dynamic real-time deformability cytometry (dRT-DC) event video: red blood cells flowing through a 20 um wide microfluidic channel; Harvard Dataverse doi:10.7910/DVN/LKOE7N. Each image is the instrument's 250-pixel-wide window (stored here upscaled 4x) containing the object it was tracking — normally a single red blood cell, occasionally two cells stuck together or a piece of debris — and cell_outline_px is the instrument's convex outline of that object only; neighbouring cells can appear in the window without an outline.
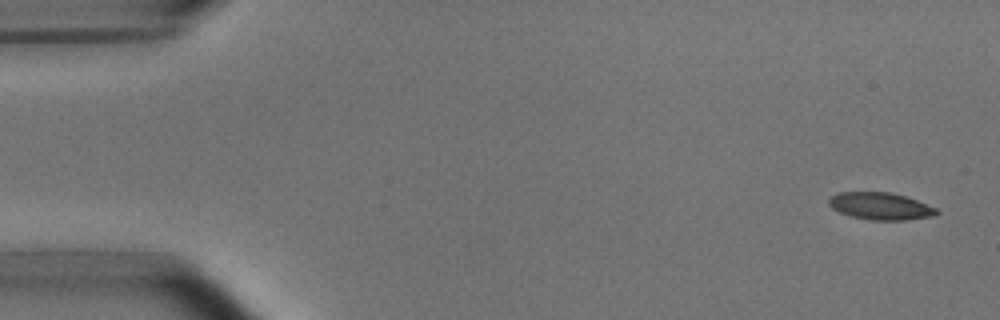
{"species": "common noctule bat (a hibernating species)", "species_latin": "Nyctalus noctula", "temperature_condition": "room temperature", "stored_images_in_passage": 4, "camera_frame_rate_fps": 3000, "um_per_image_px": 0.085, "animal": {"sex": "male", "body_mass_g": 15.6}, "frame": {"image": 1, "passage_image": 1, "time_ms": 0.0, "image_size_px": [1000, 320], "cell_outline_px": [[940, 212], [936, 216], [904, 220], [868, 220], [852, 216], [840, 212], [832, 208], [828, 204], [828, 200], [836, 192], [888, 192], [904, 196], [916, 200], [936, 208]], "centroid_in_image_um": [74.84, 17.52], "position_along_channel_um": 10.2, "area_um2": 17.05}}
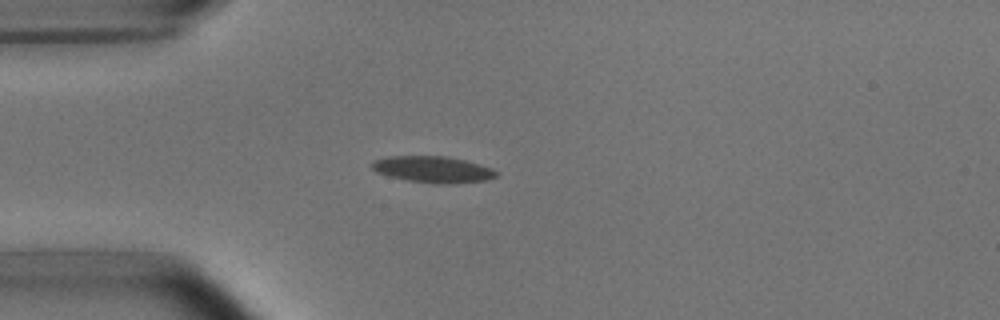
{"frame": {"image": 2, "passage_image": 4, "time_ms": 4.0, "image_size_px": [1000, 320], "cell_outline_px": [[496, 176], [488, 180], [440, 184], [436, 184], [408, 180], [388, 176], [376, 172], [372, 168], [372, 160], [388, 156], [444, 156], [464, 160], [492, 168], [496, 172]], "centroid_in_image_um": [36.75, 14.39], "position_along_channel_um": 48.2, "area_um2": 18.96}}